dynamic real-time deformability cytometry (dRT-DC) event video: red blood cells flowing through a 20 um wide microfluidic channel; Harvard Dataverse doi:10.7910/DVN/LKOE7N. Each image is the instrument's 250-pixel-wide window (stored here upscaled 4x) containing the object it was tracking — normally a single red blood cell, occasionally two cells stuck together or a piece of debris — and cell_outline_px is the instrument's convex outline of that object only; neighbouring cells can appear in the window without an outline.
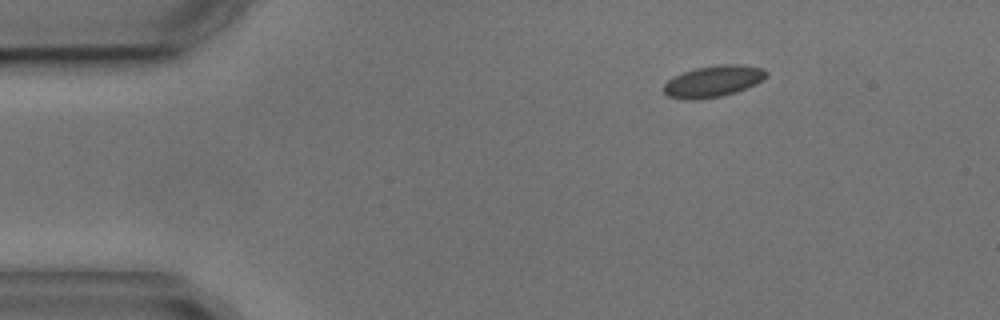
{"species": "common noctule bat (a hibernating species)", "species_latin": "Nyctalus noctula", "temperature_condition": "cold", "stored_images_in_passage": 3, "camera_frame_rate_fps": 3000, "um_per_image_px": 0.085, "animal": {"sex": "male", "body_mass_g": 17.9, "forearm_length_mm": 54.2}, "frame": {"image": 1, "passage_image": 1, "time_ms": 0.0, "image_size_px": [1000, 320], "cell_outline_px": [[768, 76], [764, 80], [756, 84], [736, 92], [720, 96], [692, 100], [688, 100], [668, 96], [664, 92], [664, 84], [668, 80], [684, 72], [696, 68], [720, 64], [744, 64], [764, 68], [768, 72]], "centroid_in_image_um": [60.69, 6.89], "position_along_channel_um": 24.3, "area_um2": 18.84}}